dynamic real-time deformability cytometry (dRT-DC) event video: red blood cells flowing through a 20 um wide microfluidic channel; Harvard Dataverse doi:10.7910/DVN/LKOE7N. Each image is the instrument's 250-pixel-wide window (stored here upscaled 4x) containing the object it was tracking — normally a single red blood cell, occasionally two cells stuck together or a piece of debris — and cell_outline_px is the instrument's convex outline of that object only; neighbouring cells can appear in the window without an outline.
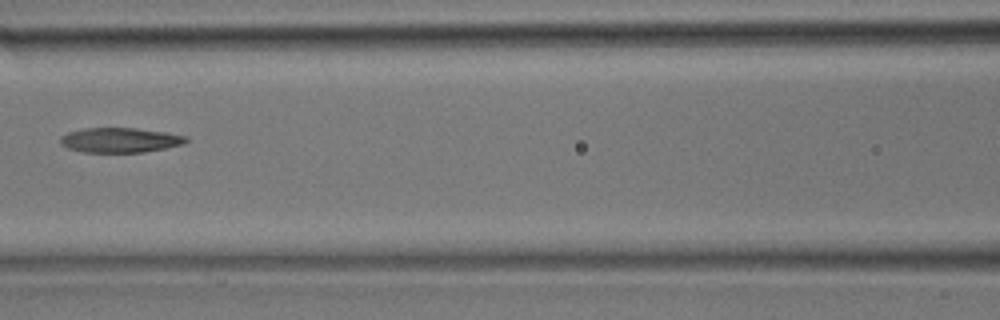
{"species": "common noctule bat (a hibernating species)", "species_latin": "Nyctalus noctula", "temperature_condition": "room temperature", "stored_images_in_passage": 34, "camera_frame_rate_fps": 3000, "um_per_image_px": 0.085, "animal": {"sex": "male", "body_mass_g": 17.9}, "frame": {"image": 1, "passage_image": 15, "time_ms": 4.667, "image_size_px": [1000, 320], "cell_outline_px": [[188, 140], [184, 144], [144, 152], [84, 152], [68, 148], [60, 144], [60, 136], [68, 132], [84, 128], [136, 128], [164, 132], [184, 136]], "centroid_in_image_um": [10.16, 11.91], "position_along_channel_um": 156.4, "area_um2": 18.03}}
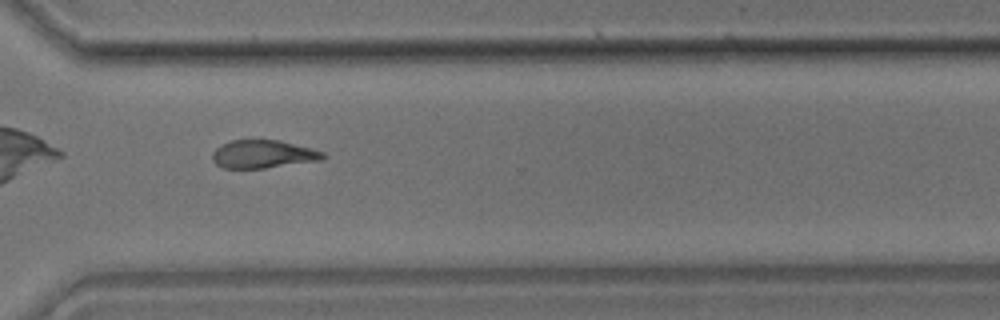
{"frame": {"image": 2, "passage_image": 25, "time_ms": 8.0, "image_size_px": [1000, 320], "cell_outline_px": [[328, 156], [324, 160], [264, 168], [224, 168], [216, 164], [212, 160], [212, 152], [220, 144], [232, 140], [280, 140], [312, 148], [324, 152]], "centroid_in_image_um": [22.39, 13.1], "position_along_channel_um": 348.2, "area_um2": 18.32}}